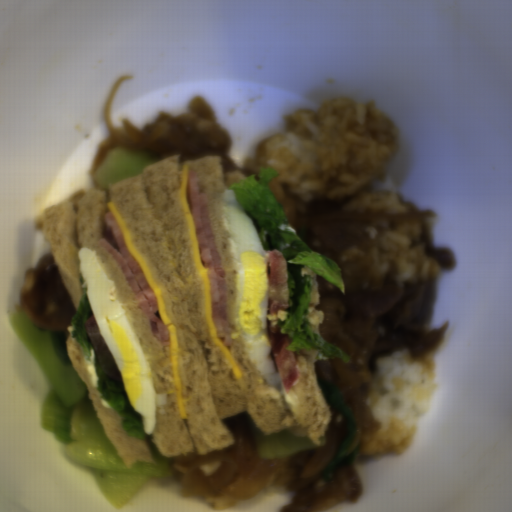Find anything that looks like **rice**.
<instances>
[{"instance_id": "obj_3", "label": "rice", "mask_w": 512, "mask_h": 512, "mask_svg": "<svg viewBox=\"0 0 512 512\" xmlns=\"http://www.w3.org/2000/svg\"><path fill=\"white\" fill-rule=\"evenodd\" d=\"M419 233V224L402 223L374 245L351 246L337 265L340 269L351 261L362 262L381 282H434L440 266L426 257Z\"/></svg>"}, {"instance_id": "obj_1", "label": "rice", "mask_w": 512, "mask_h": 512, "mask_svg": "<svg viewBox=\"0 0 512 512\" xmlns=\"http://www.w3.org/2000/svg\"><path fill=\"white\" fill-rule=\"evenodd\" d=\"M281 133L263 139L242 167L272 168L303 202L327 200L342 210H414L377 180L393 164L401 135L374 101L330 98L317 110L298 107Z\"/></svg>"}, {"instance_id": "obj_2", "label": "rice", "mask_w": 512, "mask_h": 512, "mask_svg": "<svg viewBox=\"0 0 512 512\" xmlns=\"http://www.w3.org/2000/svg\"><path fill=\"white\" fill-rule=\"evenodd\" d=\"M436 387V366L430 354L417 360L403 349L375 360L366 401L380 427L359 450L365 456L406 452L429 411Z\"/></svg>"}, {"instance_id": "obj_4", "label": "rice", "mask_w": 512, "mask_h": 512, "mask_svg": "<svg viewBox=\"0 0 512 512\" xmlns=\"http://www.w3.org/2000/svg\"><path fill=\"white\" fill-rule=\"evenodd\" d=\"M204 500L216 511H223L240 504L241 500H235L230 496L204 495Z\"/></svg>"}]
</instances>
